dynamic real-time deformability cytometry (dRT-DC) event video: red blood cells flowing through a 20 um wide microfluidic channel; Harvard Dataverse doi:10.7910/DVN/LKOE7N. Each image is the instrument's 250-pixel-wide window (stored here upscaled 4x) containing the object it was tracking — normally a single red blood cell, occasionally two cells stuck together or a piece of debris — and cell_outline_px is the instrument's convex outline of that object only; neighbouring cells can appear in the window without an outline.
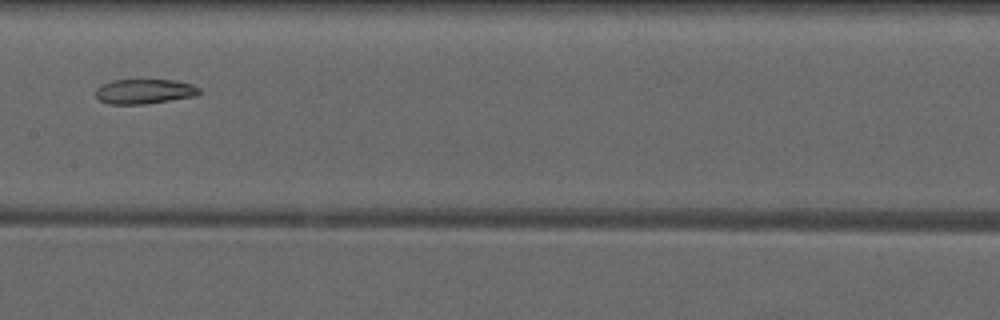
{"species": "common noctule bat (a hibernating species)", "species_latin": "Nyctalus noctula", "temperature_condition": "warm", "stored_images_in_passage": 8, "camera_frame_rate_fps": 3000, "um_per_image_px": 0.085, "animal": {"sex": "male", "forearm_length_mm": 52.5}, "frame": {"image": 1, "passage_image": 8, "time_ms": 9.333, "image_size_px": [1000, 320], "cell_outline_px": [[200, 92], [196, 96], [144, 104], [108, 104], [100, 100], [96, 96], [96, 88], [100, 84], [112, 80], [172, 80], [192, 84], [200, 88]], "centroid_in_image_um": [12.25, 7.77], "position_along_channel_um": 195.1, "area_um2": 14.97}}